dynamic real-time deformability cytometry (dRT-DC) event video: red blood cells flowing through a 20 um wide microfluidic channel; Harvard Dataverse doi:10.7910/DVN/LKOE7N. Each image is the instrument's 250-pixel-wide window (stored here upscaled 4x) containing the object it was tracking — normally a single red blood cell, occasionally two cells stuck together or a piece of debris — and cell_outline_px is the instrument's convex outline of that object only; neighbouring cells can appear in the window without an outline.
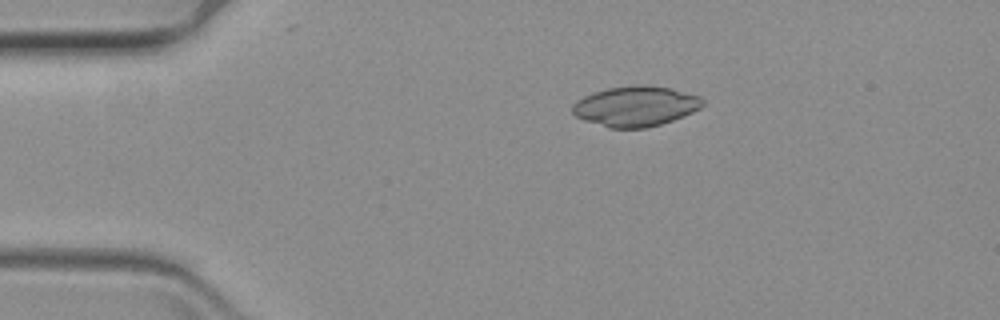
{"species": "common noctule bat (a hibernating species)", "species_latin": "Nyctalus noctula", "temperature_condition": "warm", "stored_images_in_passage": 56, "camera_frame_rate_fps": 3000, "um_per_image_px": 0.085, "animal": {"sex": "female", "body_mass_g": 19.3, "forearm_length_mm": 54.1}, "frame": {"image": 1, "passage_image": 6, "time_ms": 1.667, "image_size_px": [1000, 320], "cell_outline_px": [[704, 104], [700, 108], [692, 112], [672, 120], [660, 124], [644, 128], [608, 128], [584, 120], [576, 116], [572, 112], [572, 104], [576, 100], [592, 92], [608, 88], [636, 84], [648, 84], [668, 88], [700, 96], [704, 100]], "centroid_in_image_um": [53.99, 9.02], "position_along_channel_um": 31.0, "area_um2": 30.58}}
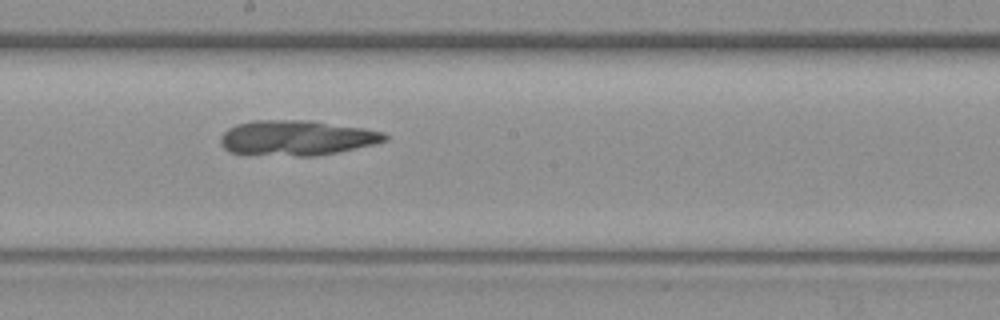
{"frame": {"image": 2, "passage_image": 28, "time_ms": 9.0, "image_size_px": [1000, 320], "cell_outline_px": [[388, 140], [372, 144], [336, 152], [316, 156], [296, 156], [232, 152], [224, 148], [220, 144], [220, 136], [228, 128], [236, 124], [252, 120], [308, 120], [364, 128], [384, 132], [388, 136]], "centroid_in_image_um": [25.2, 11.7], "position_along_channel_um": 223.0, "area_um2": 33.41}}
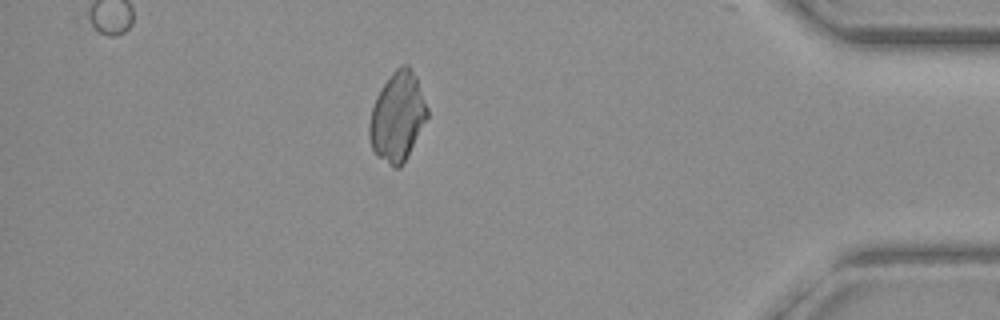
{"frame": {"image": 3, "passage_image": 48, "time_ms": 15.667, "image_size_px": [1000, 320], "cell_outline_px": [[428, 116], [400, 168], [392, 168], [376, 156], [372, 148], [368, 136], [368, 124], [372, 108], [376, 96], [392, 72], [400, 64], [408, 64], [416, 76], [428, 108]], "centroid_in_image_um": [33.76, 9.92], "position_along_channel_um": 401.4, "area_um2": 30.0}}